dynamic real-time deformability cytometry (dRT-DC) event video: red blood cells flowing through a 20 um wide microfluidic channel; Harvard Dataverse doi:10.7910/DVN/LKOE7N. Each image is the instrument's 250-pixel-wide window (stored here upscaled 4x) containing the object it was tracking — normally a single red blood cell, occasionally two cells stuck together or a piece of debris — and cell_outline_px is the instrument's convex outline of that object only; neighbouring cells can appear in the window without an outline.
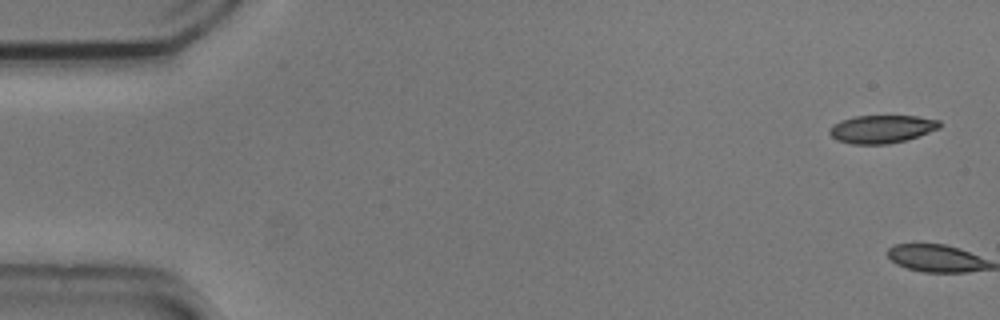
{"species": "common noctule bat (a hibernating species)", "species_latin": "Nyctalus noctula", "temperature_condition": "cold", "stored_images_in_passage": 6, "camera_frame_rate_fps": 3000, "um_per_image_px": 0.085, "animal": {"sex": "male", "body_mass_g": 20.5, "forearm_length_mm": 52.5}, "frame": {"image": 1, "passage_image": 1, "time_ms": 0.0, "image_size_px": [1000, 320], "cell_outline_px": [[940, 128], [904, 140], [888, 144], [852, 144], [836, 140], [828, 132], [828, 128], [832, 124], [840, 120], [856, 116], [916, 116], [940, 120]], "centroid_in_image_um": [74.89, 10.96], "position_along_channel_um": 10.1, "area_um2": 17.92}}
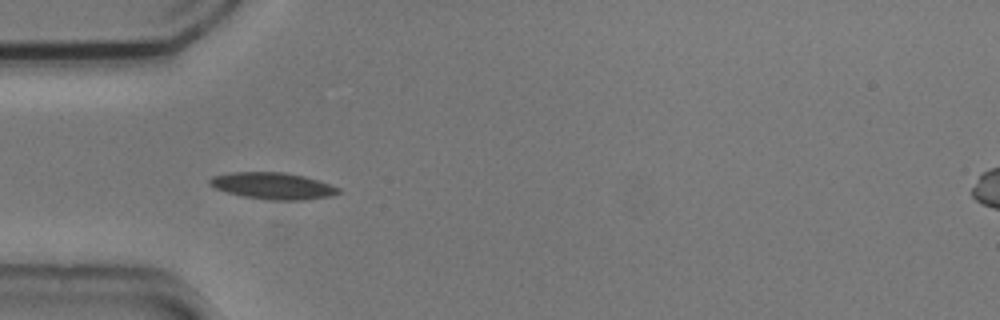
{"frame": {"image": 2, "passage_image": 5, "time_ms": 1.333, "image_size_px": [1000, 320], "cell_outline_px": [[340, 192], [332, 196], [304, 200], [268, 200], [244, 196], [228, 192], [216, 188], [208, 184], [208, 180], [212, 176], [232, 172], [284, 172], [304, 176], [340, 188]], "centroid_in_image_um": [23.18, 15.8], "position_along_channel_um": 61.8, "area_um2": 19.88}}